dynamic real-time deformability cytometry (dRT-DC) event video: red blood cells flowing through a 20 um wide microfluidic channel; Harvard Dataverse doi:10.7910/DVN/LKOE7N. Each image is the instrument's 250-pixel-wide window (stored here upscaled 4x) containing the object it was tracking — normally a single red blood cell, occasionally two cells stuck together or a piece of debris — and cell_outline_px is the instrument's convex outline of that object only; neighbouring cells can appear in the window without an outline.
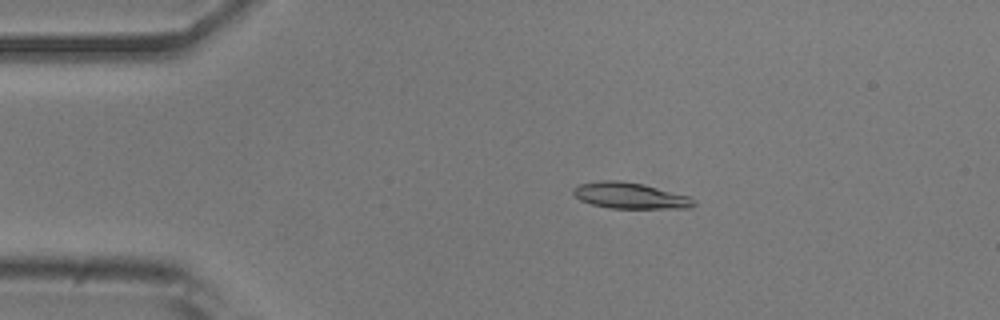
{"species": "common noctule bat (a hibernating species)", "species_latin": "Nyctalus noctula", "temperature_condition": "room temperature", "stored_images_in_passage": 51, "camera_frame_rate_fps": 3000, "um_per_image_px": 0.085, "animal": {"sex": "male", "body_mass_g": 20.5, "forearm_length_mm": 52.5}, "frame": {"image": 1, "passage_image": 9, "time_ms": 2.667, "image_size_px": [1000, 320], "cell_outline_px": [[696, 204], [692, 208], [608, 208], [592, 204], [580, 200], [572, 192], [572, 188], [580, 184], [600, 180], [620, 180], [644, 184], [688, 196], [696, 200]], "centroid_in_image_um": [53.56, 16.62], "position_along_channel_um": 31.4, "area_um2": 18.38}}
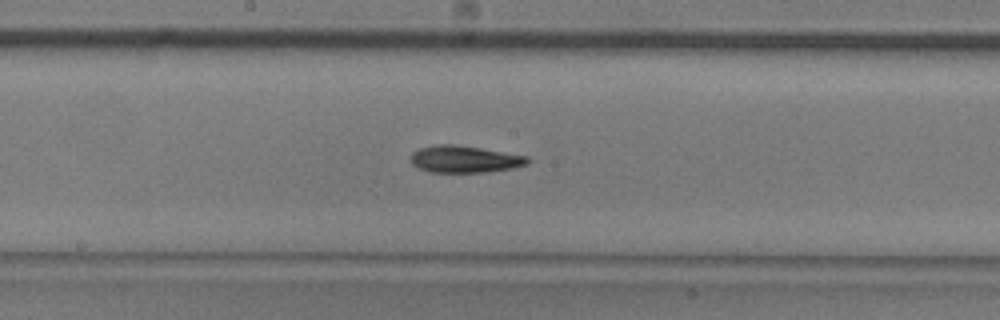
{"frame": {"image": 2, "passage_image": 26, "time_ms": 8.333, "image_size_px": [1000, 320], "cell_outline_px": [[528, 164], [512, 168], [488, 172], [432, 172], [416, 168], [412, 164], [412, 152], [420, 148], [436, 144], [452, 144], [480, 148], [528, 156]], "centroid_in_image_um": [39.47, 13.53], "position_along_channel_um": 208.7, "area_um2": 18.26}}
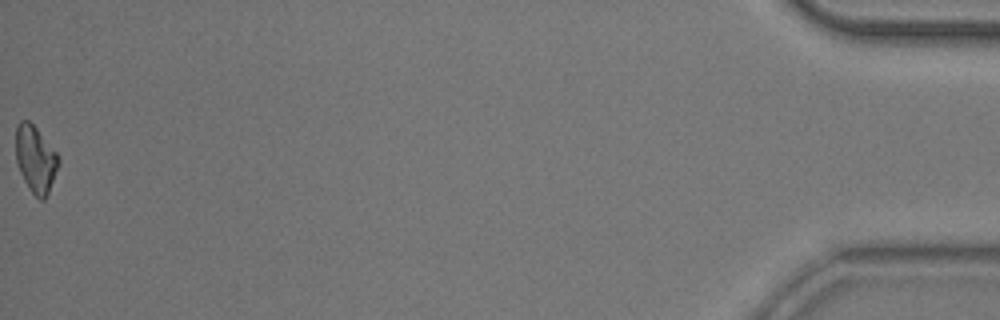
{"frame": {"image": 3, "passage_image": 51, "time_ms": 16.667, "image_size_px": [1000, 320], "cell_outline_px": [[60, 164], [48, 192], [44, 200], [40, 200], [32, 192], [24, 180], [20, 172], [16, 160], [16, 124], [20, 120], [28, 120], [36, 128], [56, 152], [60, 160]], "centroid_in_image_um": [3.02, 13.51], "position_along_channel_um": 432.2, "area_um2": 16.47}, "authors_computed_cell_mechanics": {"area_um2": 17.6868, "velocity_mm_per_s": 3.9022, "shape_relaxation_time_tau1_ms": 4.3754, "shape_relaxation_time_tau2_ms": null, "deformation_change_tau1": 0.14, "deformation_change_tau2": null}}